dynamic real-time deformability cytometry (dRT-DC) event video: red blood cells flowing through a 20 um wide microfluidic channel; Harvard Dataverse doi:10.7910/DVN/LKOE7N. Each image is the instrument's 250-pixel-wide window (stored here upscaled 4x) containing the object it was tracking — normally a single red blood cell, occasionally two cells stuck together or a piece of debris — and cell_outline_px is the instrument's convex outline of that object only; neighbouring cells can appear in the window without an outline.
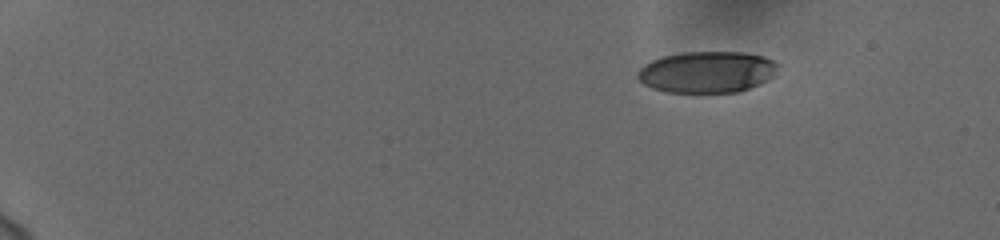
{"species": "human", "species_latin": "Homo sapiens", "temperature_condition": "cold", "stored_images_in_passage": 49, "camera_frame_rate_fps": 3000, "um_per_image_px": 0.085, "donor": {"sex": "female"}, "frame": {"image": 1, "passage_image": 1, "time_ms": 0.0, "image_size_px": [1000, 240], "cell_outline_px": [[776, 64], [772, 76], [748, 88], [736, 92], [668, 92], [652, 88], [644, 84], [636, 76], [636, 72], [644, 64], [652, 60], [664, 56], [684, 52], [744, 52], [764, 56], [772, 60]], "centroid_in_image_um": [60.02, 6.11], "position_along_channel_um": 25.0, "area_um2": 33.41}}
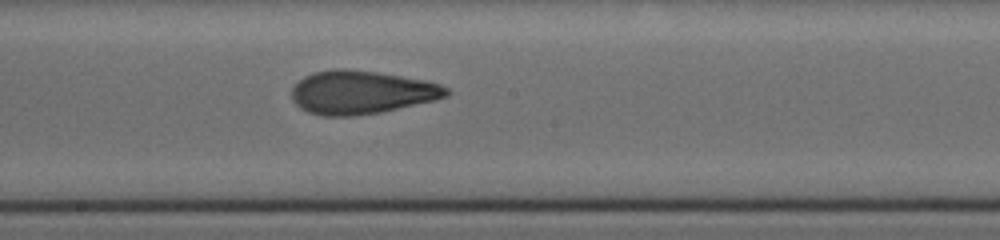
{"frame": {"image": 2, "passage_image": 27, "time_ms": 8.667, "image_size_px": [1000, 240], "cell_outline_px": [[452, 92], [448, 96], [436, 100], [380, 112], [352, 116], [320, 116], [308, 112], [300, 108], [292, 100], [292, 88], [304, 76], [312, 72], [332, 68], [344, 68], [376, 72], [424, 80], [440, 84], [448, 88]], "centroid_in_image_um": [30.71, 7.84], "position_along_channel_um": 217.5, "area_um2": 39.25}}
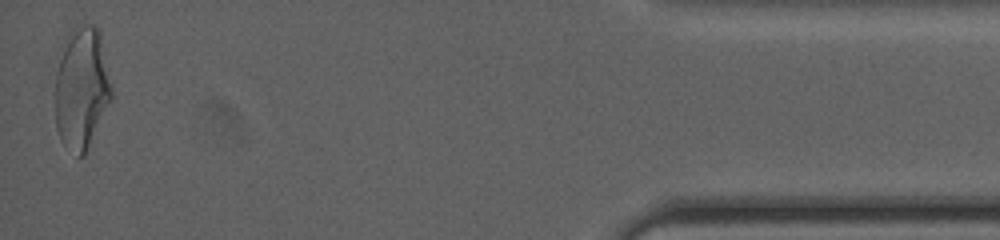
{"frame": {"image": 3, "passage_image": 49, "time_ms": 16.0, "image_size_px": [1000, 240], "cell_outline_px": [[112, 96], [84, 156], [80, 156], [60, 140], [56, 128], [56, 72], [68, 32], [76, 24], [92, 24], [100, 28], [112, 88]], "centroid_in_image_um": [6.95, 7.42], "position_along_channel_um": 428.2, "area_um2": 39.82}, "authors_computed_cell_mechanics": {"area_um2": 37.7434, "velocity_mm_per_s": 3.7641, "shape_relaxation_time_tau1_ms": 5.2498, "shape_relaxation_time_tau2_ms": 1.4411, "deformation_change_tau1": 0.1895, "deformation_change_tau2": 0.085}}